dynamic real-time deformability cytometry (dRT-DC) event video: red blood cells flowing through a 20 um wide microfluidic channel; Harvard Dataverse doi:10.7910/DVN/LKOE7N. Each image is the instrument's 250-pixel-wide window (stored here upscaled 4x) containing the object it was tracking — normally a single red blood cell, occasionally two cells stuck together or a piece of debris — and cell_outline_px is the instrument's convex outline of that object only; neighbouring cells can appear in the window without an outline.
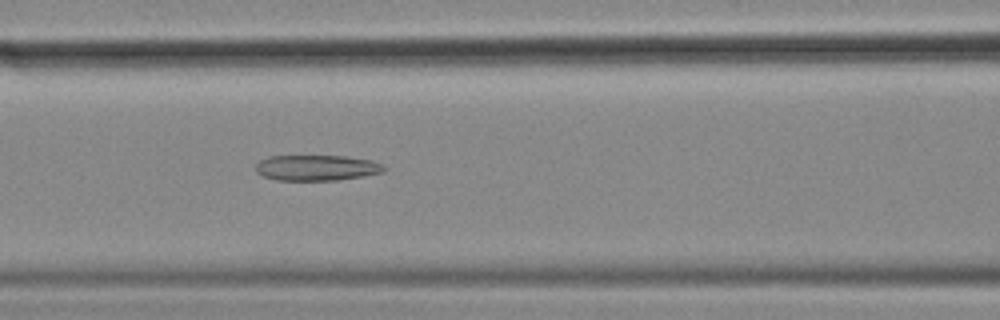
{"species": "common noctule bat (a hibernating species)", "species_latin": "Nyctalus noctula", "temperature_condition": "cold", "stored_images_in_passage": 53, "camera_frame_rate_fps": 3000, "um_per_image_px": 0.085, "animal": {"sex": "female", "body_mass_g": 18.4}, "frame": {"image": 1, "passage_image": 20, "time_ms": 6.333, "image_size_px": [1000, 320], "cell_outline_px": [[388, 168], [384, 172], [336, 180], [276, 180], [264, 176], [256, 172], [256, 164], [260, 160], [268, 156], [344, 156], [372, 160]], "centroid_in_image_um": [26.9, 14.25], "position_along_channel_um": 139.7, "area_um2": 19.07}}
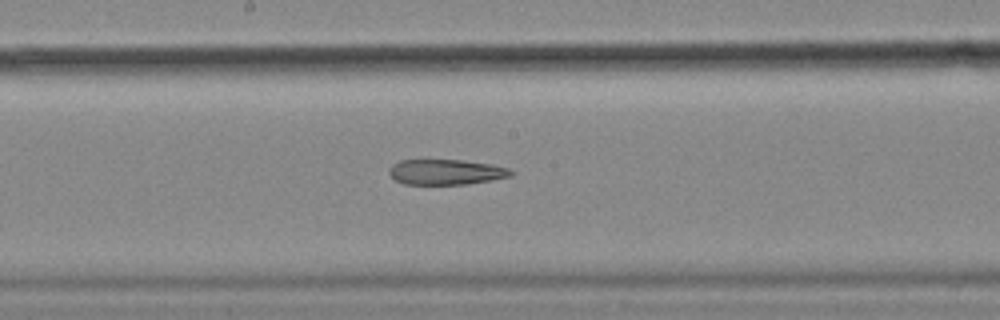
{"frame": {"image": 2, "passage_image": 26, "time_ms": 8.333, "image_size_px": [1000, 320], "cell_outline_px": [[512, 176], [492, 180], [468, 184], [404, 184], [396, 180], [388, 172], [388, 168], [392, 164], [400, 160], [460, 160], [492, 164], [508, 168], [512, 172]], "centroid_in_image_um": [37.89, 14.62], "position_along_channel_um": 210.3, "area_um2": 17.98}}
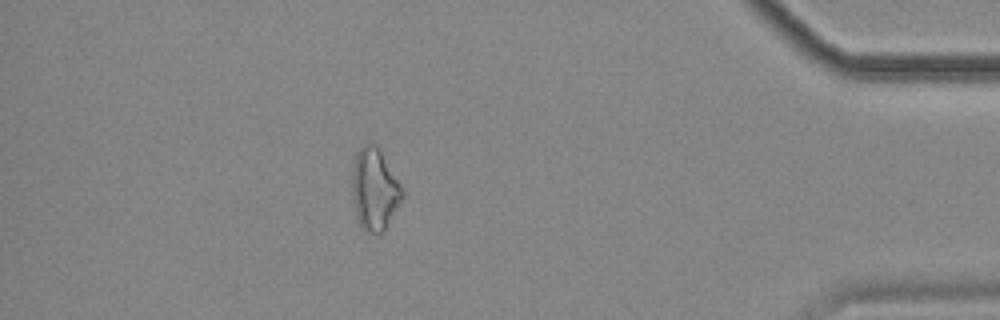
{"frame": {"image": 3, "passage_image": 46, "time_ms": 15.0, "image_size_px": [1000, 320], "cell_outline_px": [[404, 196], [384, 232], [368, 232], [360, 224], [356, 216], [352, 192], [352, 176], [356, 152], [364, 144], [376, 144], [400, 184], [404, 192]], "centroid_in_image_um": [31.84, 16.1], "position_along_channel_um": 403.4, "area_um2": 23.52}, "authors_computed_cell_mechanics": {"area_um2": 21.8484, "velocity_mm_per_s": 3.5456, "shape_relaxation_time_tau1_ms": null, "shape_relaxation_time_tau2_ms": 8.7141, "deformation_change_tau1": null, "deformation_change_tau2": 0.2393}}